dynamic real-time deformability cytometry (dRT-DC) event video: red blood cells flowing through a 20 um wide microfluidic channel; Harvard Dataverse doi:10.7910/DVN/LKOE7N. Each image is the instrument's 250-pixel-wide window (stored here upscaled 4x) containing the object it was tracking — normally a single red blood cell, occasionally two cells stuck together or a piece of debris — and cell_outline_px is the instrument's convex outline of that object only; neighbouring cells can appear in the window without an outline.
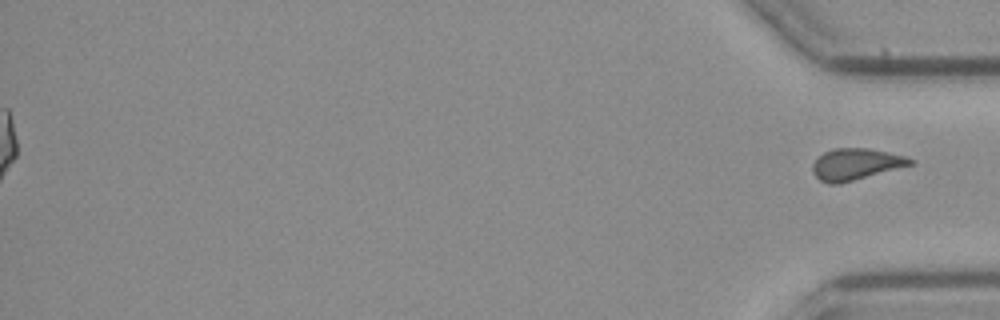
{"species": "common noctule bat (a hibernating species)", "species_latin": "Nyctalus noctula", "temperature_condition": "cold", "stored_images_in_passage": 54, "segment_of_instrument_passage": [2, 2], "camera_frame_rate_fps": 3000, "um_per_image_px": 0.085, "animal": {"sex": "female", "body_mass_g": 21.9}, "frame": {"image": 1, "passage_image": 54, "time_ms": 17.667, "image_size_px": [1000, 320], "cell_outline_px": [[916, 160], [912, 164], [840, 184], [828, 184], [820, 180], [812, 172], [812, 164], [824, 152], [832, 148], [868, 148], [904, 156]], "centroid_in_image_um": [72.7, 13.96], "position_along_channel_um": 362.5, "area_um2": 17.74}}